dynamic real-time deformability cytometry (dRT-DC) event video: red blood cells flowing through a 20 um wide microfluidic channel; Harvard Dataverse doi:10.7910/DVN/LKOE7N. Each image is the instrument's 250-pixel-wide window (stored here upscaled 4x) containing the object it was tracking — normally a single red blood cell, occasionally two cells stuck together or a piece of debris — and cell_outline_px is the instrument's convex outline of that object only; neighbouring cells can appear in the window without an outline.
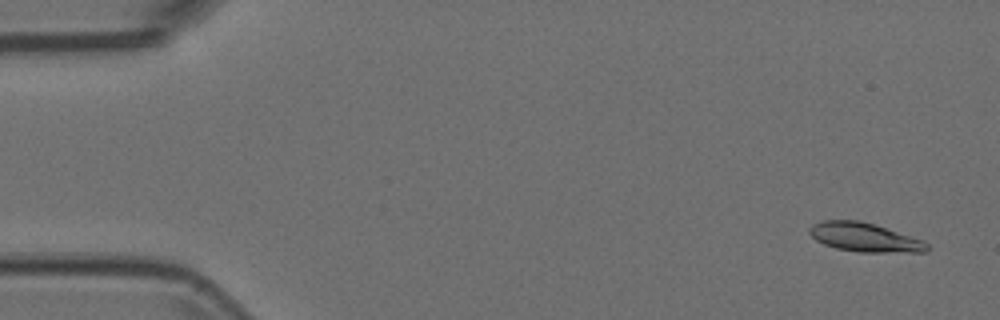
{"species": "Egyptian fruit bat (a non-hibernating species)", "species_latin": "Rousettus aegyptiacus", "temperature_condition": "room temperature", "stored_images_in_passage": 55, "camera_frame_rate_fps": 3000, "um_per_image_px": 0.085, "animal": {"sex": "female"}, "frame": {"image": 1, "passage_image": 3, "time_ms": 0.667, "image_size_px": [1000, 320], "cell_outline_px": [[928, 252], [860, 252], [836, 248], [824, 244], [816, 240], [808, 232], [808, 228], [812, 224], [820, 220], [860, 220], [924, 240], [928, 244]], "centroid_in_image_um": [73.47, 20.17], "position_along_channel_um": 11.5, "area_um2": 19.83}}
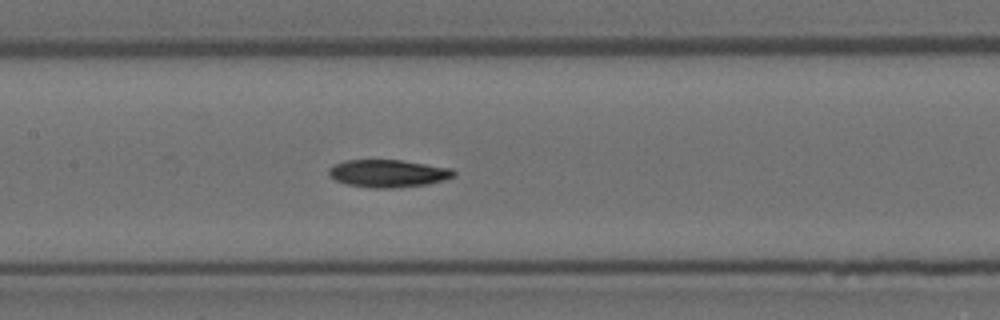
{"frame": {"image": 2, "passage_image": 26, "time_ms": 8.333, "image_size_px": [1000, 320], "cell_outline_px": [[456, 176], [444, 180], [428, 184], [392, 188], [372, 188], [348, 184], [336, 180], [328, 172], [328, 168], [336, 164], [348, 160], [400, 160], [452, 168], [456, 172]], "centroid_in_image_um": [33.04, 14.74], "position_along_channel_um": 174.4, "area_um2": 19.94}}
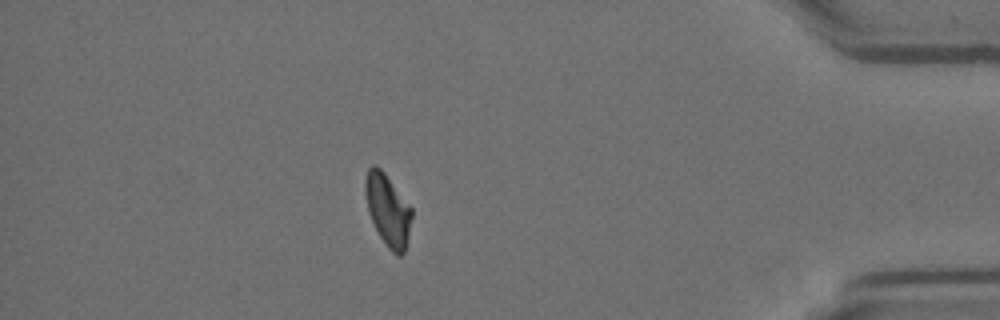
{"frame": {"image": 3, "passage_image": 48, "time_ms": 15.667, "image_size_px": [1000, 320], "cell_outline_px": [[412, 216], [404, 252], [400, 256], [396, 256], [388, 248], [380, 236], [368, 212], [364, 192], [364, 180], [368, 168], [372, 164], [376, 164], [384, 172], [412, 208]], "centroid_in_image_um": [32.94, 17.81], "position_along_channel_um": 402.3, "area_um2": 19.36}}